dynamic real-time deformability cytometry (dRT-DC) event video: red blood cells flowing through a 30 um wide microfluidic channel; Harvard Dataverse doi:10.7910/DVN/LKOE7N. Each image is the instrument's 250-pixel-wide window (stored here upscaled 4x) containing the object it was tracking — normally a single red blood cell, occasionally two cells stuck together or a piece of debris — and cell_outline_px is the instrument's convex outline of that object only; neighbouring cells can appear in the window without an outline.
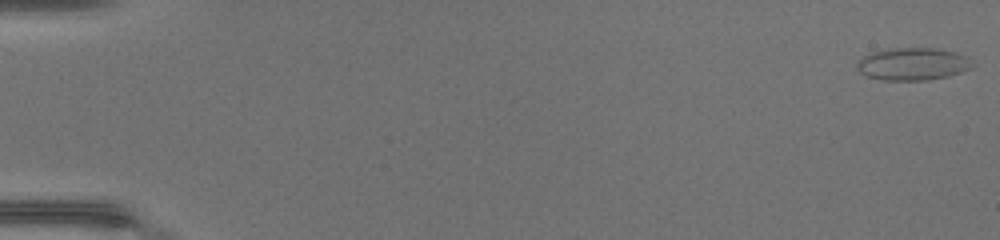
{"species": "common noctule bat (a hibernating species)", "species_latin": "Nyctalus noctula", "temperature_condition": "warm", "stored_images_in_passage": 48, "camera_frame_rate_fps": 3000, "um_per_image_px": 0.085, "animal": {"sex": "female", "body_mass_g": 17.0, "forearm_length_mm": 48.0}, "frame": {"image": 1, "passage_image": 1, "time_ms": 0.0, "image_size_px": [1000, 240], "cell_outline_px": [[968, 68], [960, 72], [948, 76], [928, 80], [884, 80], [868, 76], [860, 72], [856, 68], [856, 64], [864, 56], [872, 52], [900, 48], [932, 48], [956, 52], [968, 56]], "centroid_in_image_um": [77.54, 5.44], "position_along_channel_um": 7.5, "area_um2": 21.33}}
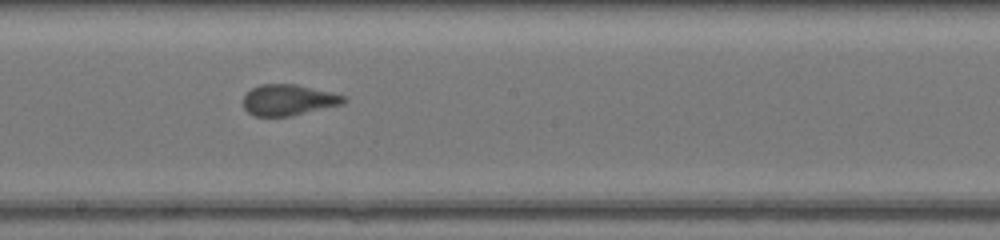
{"frame": {"image": 2, "passage_image": 28, "time_ms": 9.0, "image_size_px": [1000, 240], "cell_outline_px": [[348, 100], [344, 104], [292, 116], [256, 116], [248, 112], [244, 108], [244, 96], [252, 88], [260, 84], [296, 84], [332, 92], [348, 96]], "centroid_in_image_um": [24.58, 8.5], "position_along_channel_um": 223.6, "area_um2": 18.32}}
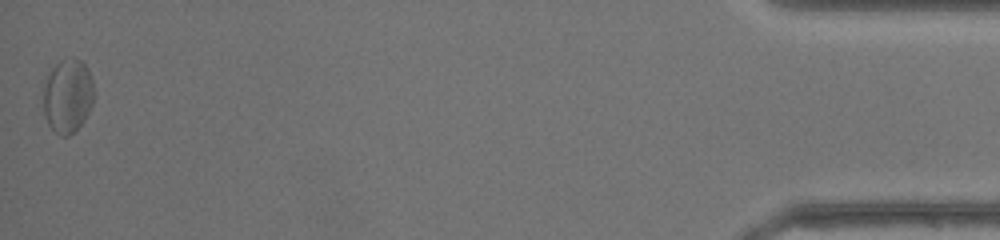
{"frame": {"image": 3, "passage_image": 48, "time_ms": 15.667, "image_size_px": [1000, 240], "cell_outline_px": [[92, 104], [84, 120], [68, 136], [60, 136], [48, 124], [44, 112], [44, 88], [48, 76], [52, 68], [60, 60], [72, 56], [80, 60], [88, 68], [92, 80]], "centroid_in_image_um": [5.75, 8.12], "position_along_channel_um": 429.4, "area_um2": 21.44}, "authors_computed_cell_mechanics": {"area_um2": 18.8428, "velocity_mm_per_s": 4.4434, "shape_relaxation_time_tau1_ms": 3.8899, "shape_relaxation_time_tau2_ms": 0.8155, "deformation_change_tau1": 0.1225, "deformation_change_tau2": 0.0647}}